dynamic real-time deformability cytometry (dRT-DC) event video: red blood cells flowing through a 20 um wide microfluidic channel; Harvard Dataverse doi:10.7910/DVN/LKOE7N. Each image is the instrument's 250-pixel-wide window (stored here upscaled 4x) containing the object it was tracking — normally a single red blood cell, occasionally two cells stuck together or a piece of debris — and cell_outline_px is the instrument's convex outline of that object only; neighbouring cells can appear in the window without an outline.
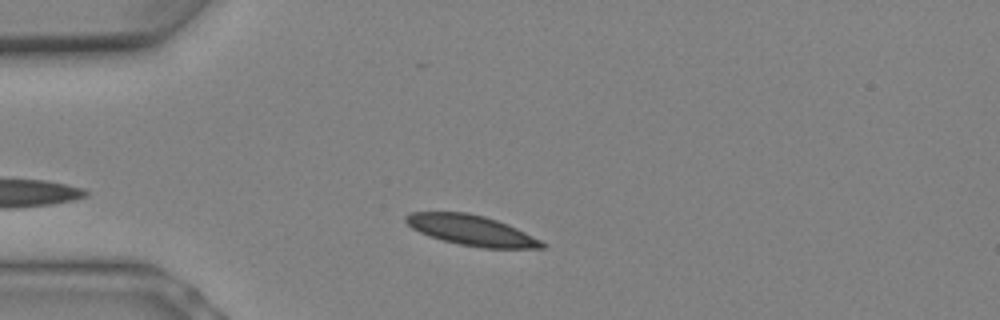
{"species": "Egyptian fruit bat (a non-hibernating species)", "species_latin": "Rousettus aegyptiacus", "temperature_condition": "warm", "stored_images_in_passage": 3, "camera_frame_rate_fps": 3000, "um_per_image_px": 0.085, "animal": {"sex": "female"}, "frame": {"image": 1, "passage_image": 2, "time_ms": 0.333, "image_size_px": [1000, 320], "cell_outline_px": [[548, 244], [544, 248], [484, 248], [460, 244], [444, 240], [420, 232], [412, 228], [404, 220], [404, 216], [412, 212], [468, 212], [484, 216], [508, 224]], "centroid_in_image_um": [40.08, 19.57], "position_along_channel_um": 44.9, "area_um2": 23.76}}